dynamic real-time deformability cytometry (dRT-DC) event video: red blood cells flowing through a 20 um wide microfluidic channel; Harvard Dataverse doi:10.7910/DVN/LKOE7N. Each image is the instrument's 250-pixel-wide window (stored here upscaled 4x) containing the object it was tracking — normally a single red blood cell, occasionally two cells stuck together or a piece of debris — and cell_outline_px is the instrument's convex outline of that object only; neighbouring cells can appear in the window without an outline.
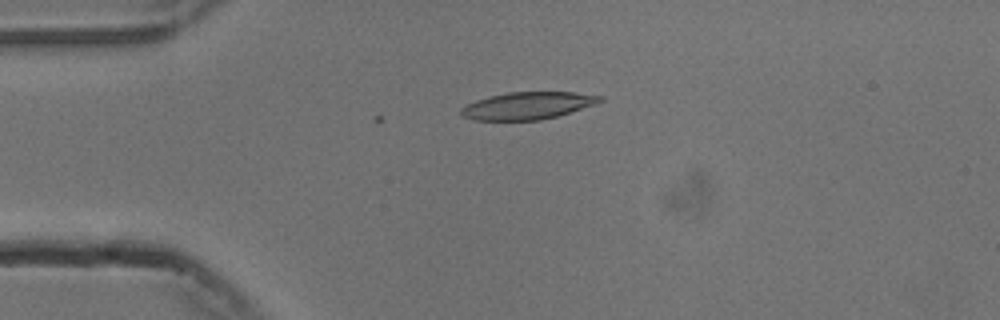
{"species": "common noctule bat (a hibernating species)", "species_latin": "Nyctalus noctula", "temperature_condition": "cold", "stored_images_in_passage": 13, "camera_frame_rate_fps": 3000, "um_per_image_px": 0.085, "animal": {"sex": "male", "body_mass_g": 13.3}, "frame": {"image": 1, "passage_image": 13, "time_ms": 4.0, "image_size_px": [1000, 320], "cell_outline_px": [[604, 100], [596, 104], [556, 116], [540, 120], [472, 120], [464, 116], [460, 112], [460, 108], [476, 100], [488, 96], [508, 92], [572, 92], [604, 96]], "centroid_in_image_um": [44.85, 8.97], "position_along_channel_um": 40.1, "area_um2": 22.02}}